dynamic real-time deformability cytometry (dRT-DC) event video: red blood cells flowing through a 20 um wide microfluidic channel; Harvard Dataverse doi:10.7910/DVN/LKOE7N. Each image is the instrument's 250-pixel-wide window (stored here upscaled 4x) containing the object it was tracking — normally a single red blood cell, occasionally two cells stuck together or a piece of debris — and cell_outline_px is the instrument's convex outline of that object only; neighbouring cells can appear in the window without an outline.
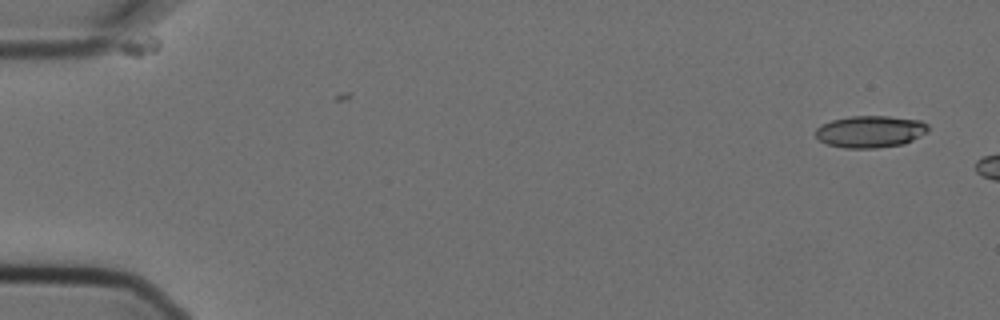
{"species": "Egyptian fruit bat (a non-hibernating species)", "species_latin": "Rousettus aegyptiacus", "temperature_condition": "cold", "stored_images_in_passage": 2, "camera_frame_rate_fps": 3000, "um_per_image_px": 0.085, "animal": {"sex": "female"}, "frame": {"image": 1, "passage_image": 2, "time_ms": 0.333, "image_size_px": [1000, 320], "cell_outline_px": [[928, 132], [904, 144], [876, 148], [844, 148], [828, 144], [820, 140], [816, 136], [816, 128], [820, 124], [832, 120], [852, 116], [888, 116], [920, 120], [928, 124]], "centroid_in_image_um": [73.98, 11.18], "position_along_channel_um": 11.0, "area_um2": 20.98}}